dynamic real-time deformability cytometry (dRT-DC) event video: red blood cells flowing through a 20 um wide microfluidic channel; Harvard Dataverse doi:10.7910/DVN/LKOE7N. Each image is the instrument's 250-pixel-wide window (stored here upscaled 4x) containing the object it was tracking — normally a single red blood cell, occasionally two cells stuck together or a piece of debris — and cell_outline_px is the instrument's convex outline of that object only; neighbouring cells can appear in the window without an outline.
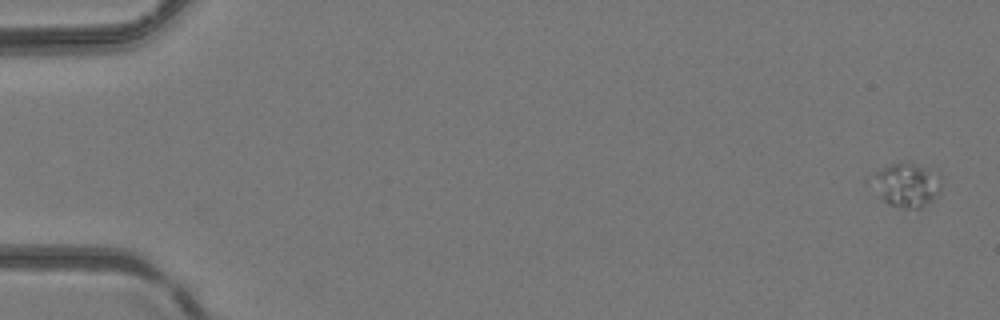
{"species": "common noctule bat (a hibernating species)", "species_latin": "Nyctalus noctula", "temperature_condition": "room temperature", "stored_images_in_passage": 4, "camera_frame_rate_fps": 3000, "um_per_image_px": 0.085, "animal": {"sex": "female", "body_mass_g": 24.6, "forearm_length_mm": 56.2}, "frame": {"image": 1, "passage_image": 1, "time_ms": 0.0, "image_size_px": [1000, 320], "cell_outline_px": [[940, 192], [932, 200], [920, 208], [900, 208], [888, 204], [880, 196], [872, 176], [880, 168], [896, 160], [912, 160], [928, 168], [940, 184]], "centroid_in_image_um": [77.04, 15.66], "position_along_channel_um": 8.0, "area_um2": 17.63}}
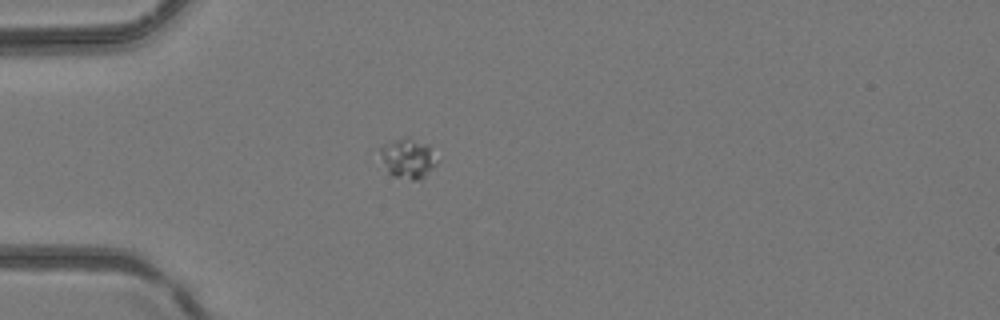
{"frame": {"image": 2, "passage_image": 4, "time_ms": 1.0, "image_size_px": [1000, 320], "cell_outline_px": [[436, 164], [420, 180], [412, 180], [392, 176], [388, 172], [380, 152], [380, 148], [384, 144], [404, 136], [408, 136], [428, 144]], "centroid_in_image_um": [34.65, 13.45], "position_along_channel_um": 50.4, "area_um2": 12.89}}